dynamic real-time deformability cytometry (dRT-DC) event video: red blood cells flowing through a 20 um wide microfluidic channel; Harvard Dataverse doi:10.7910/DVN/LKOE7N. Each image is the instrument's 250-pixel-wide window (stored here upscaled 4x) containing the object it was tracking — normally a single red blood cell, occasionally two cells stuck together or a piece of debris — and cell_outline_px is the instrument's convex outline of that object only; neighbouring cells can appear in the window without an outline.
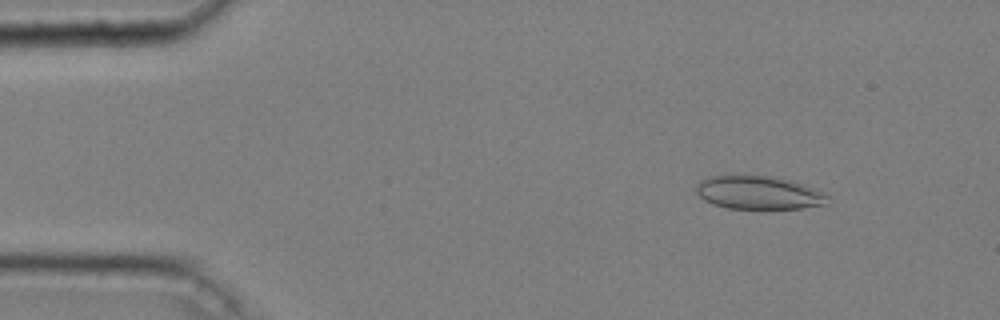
{"species": "common noctule bat (a hibernating species)", "species_latin": "Nyctalus noctula", "temperature_condition": "cold", "stored_images_in_passage": 52, "camera_frame_rate_fps": 3000, "um_per_image_px": 0.085, "animal": {"sex": "male", "body_mass_g": 20.4}, "frame": {"image": 1, "passage_image": 6, "time_ms": 1.667, "image_size_px": [1000, 320], "cell_outline_px": [[832, 196], [828, 204], [800, 208], [728, 208], [712, 204], [704, 200], [696, 192], [696, 184], [700, 180], [708, 176], [728, 172], [744, 172], [768, 176], [788, 180], [804, 184], [824, 192]], "centroid_in_image_um": [64.44, 16.32], "position_along_channel_um": 20.6, "area_um2": 26.59}}
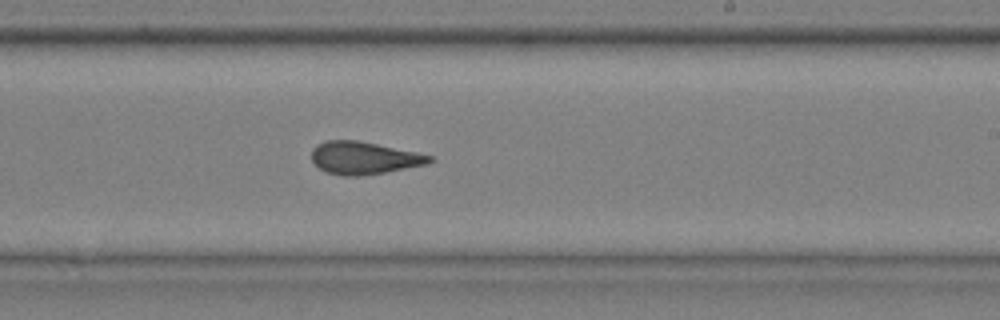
{"frame": {"image": 2, "passage_image": 32, "time_ms": 10.333, "image_size_px": [1000, 320], "cell_outline_px": [[436, 160], [428, 164], [384, 172], [360, 176], [344, 176], [328, 172], [320, 168], [312, 160], [312, 148], [316, 144], [324, 140], [356, 140], [416, 152], [432, 156]], "centroid_in_image_um": [30.93, 13.42], "position_along_channel_um": 258.1, "area_um2": 22.25}}
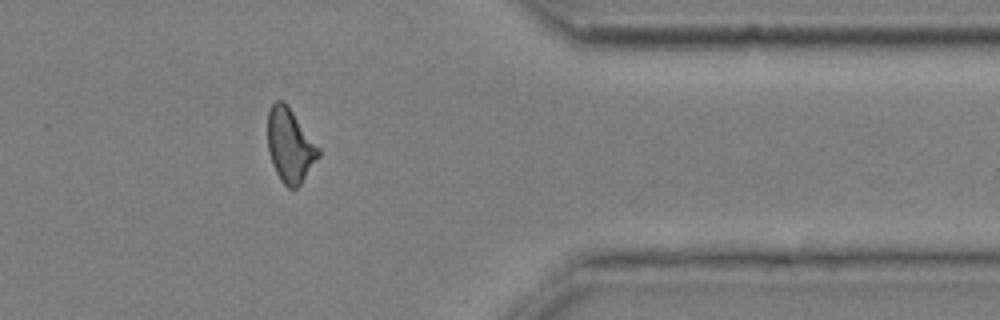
{"frame": {"image": 3, "passage_image": 44, "time_ms": 14.333, "image_size_px": [1000, 320], "cell_outline_px": [[320, 156], [300, 184], [296, 188], [288, 188], [280, 180], [276, 172], [268, 152], [268, 112], [272, 104], [276, 100], [284, 100], [288, 104], [320, 148]], "centroid_in_image_um": [24.66, 12.34], "position_along_channel_um": 386.7, "area_um2": 21.96}, "authors_computed_cell_mechanics": {"area_um2": 22.5709, "velocity_mm_per_s": 3.6396, "shape_relaxation_time_tau1_ms": null, "shape_relaxation_time_tau2_ms": 2.237, "deformation_change_tau1": null, "deformation_change_tau2": 0.089}}